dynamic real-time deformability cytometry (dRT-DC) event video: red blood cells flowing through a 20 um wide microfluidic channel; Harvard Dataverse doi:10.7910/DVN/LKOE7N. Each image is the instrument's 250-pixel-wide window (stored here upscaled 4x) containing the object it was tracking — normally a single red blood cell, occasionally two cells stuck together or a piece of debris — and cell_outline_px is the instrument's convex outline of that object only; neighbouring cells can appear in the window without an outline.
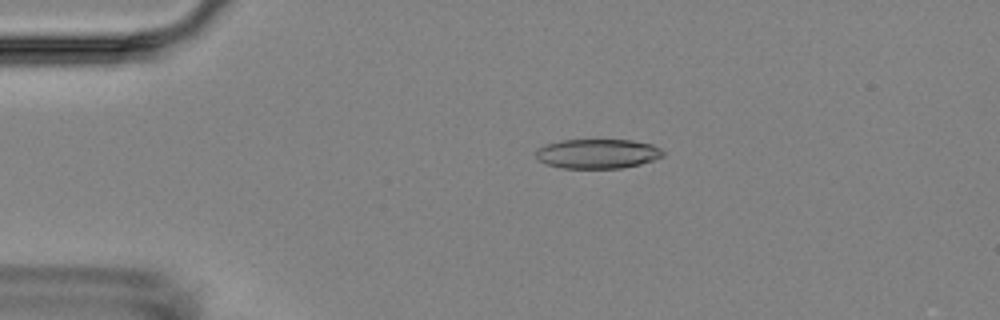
{"species": "Egyptian fruit bat (a non-hibernating species)", "species_latin": "Rousettus aegyptiacus", "temperature_condition": "room temperature", "stored_images_in_passage": 5, "camera_frame_rate_fps": 3000, "um_per_image_px": 0.085, "animal": {"sex": "female"}, "frame": {"image": 1, "passage_image": 4, "time_ms": 3.333, "image_size_px": [1000, 320], "cell_outline_px": [[664, 156], [640, 164], [620, 168], [560, 168], [536, 160], [536, 148], [544, 144], [560, 140], [632, 140], [652, 144], [660, 148], [664, 152]], "centroid_in_image_um": [50.75, 13.06], "position_along_channel_um": 34.2, "area_um2": 22.02}}